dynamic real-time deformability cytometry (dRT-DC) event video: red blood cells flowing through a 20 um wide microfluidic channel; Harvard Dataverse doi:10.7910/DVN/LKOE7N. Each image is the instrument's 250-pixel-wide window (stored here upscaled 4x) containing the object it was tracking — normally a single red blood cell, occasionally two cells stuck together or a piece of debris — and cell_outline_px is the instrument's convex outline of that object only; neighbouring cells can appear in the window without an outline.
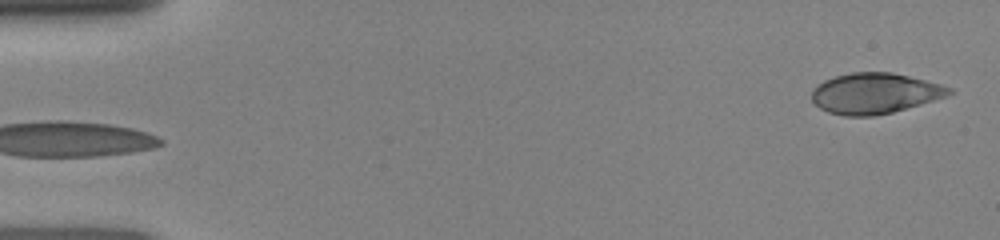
{"species": "human", "species_latin": "Homo sapiens", "temperature_condition": "room temperature", "stored_images_in_passage": 4, "segment_of_instrument_passage": [2, 2], "camera_frame_rate_fps": 3000, "um_per_image_px": 0.085, "donor": {"sex": "female"}, "frame": {"image": 1, "passage_image": 4, "time_ms": 2.667, "image_size_px": [1000, 240], "cell_outline_px": [[952, 92], [944, 96], [920, 104], [892, 112], [872, 116], [844, 116], [828, 112], [820, 108], [812, 100], [812, 92], [816, 84], [824, 80], [836, 76], [852, 72], [892, 72], [940, 84], [952, 88]], "centroid_in_image_um": [74.3, 7.93], "position_along_channel_um": 10.7, "area_um2": 32.19}}